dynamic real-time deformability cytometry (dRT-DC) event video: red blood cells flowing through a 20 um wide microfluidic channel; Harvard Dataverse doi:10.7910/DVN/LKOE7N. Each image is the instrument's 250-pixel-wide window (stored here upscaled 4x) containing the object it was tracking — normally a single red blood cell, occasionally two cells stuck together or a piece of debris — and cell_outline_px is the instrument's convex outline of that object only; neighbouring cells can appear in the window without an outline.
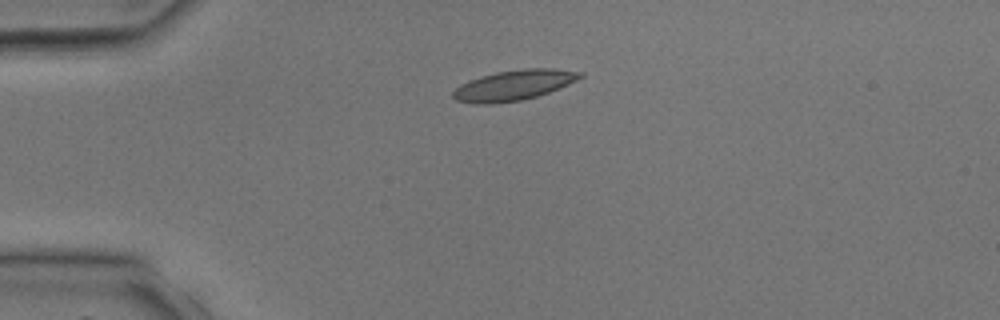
{"species": "common noctule bat (a hibernating species)", "species_latin": "Nyctalus noctula", "temperature_condition": "room temperature", "stored_images_in_passage": 3, "camera_frame_rate_fps": 3000, "um_per_image_px": 0.085, "animal": {"sex": "male", "body_mass_g": 17.9, "forearm_length_mm": 54.2}, "frame": {"image": 1, "passage_image": 2, "time_ms": 1.333, "image_size_px": [1000, 320], "cell_outline_px": [[584, 76], [568, 84], [548, 92], [536, 96], [520, 100], [492, 104], [476, 104], [456, 100], [452, 96], [452, 92], [460, 84], [468, 80], [480, 76], [496, 72], [524, 68], [552, 68], [584, 72]], "centroid_in_image_um": [43.65, 7.23], "position_along_channel_um": 41.3, "area_um2": 22.43}}